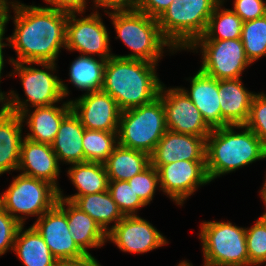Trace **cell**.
<instances>
[{
    "instance_id": "42",
    "label": "cell",
    "mask_w": 266,
    "mask_h": 266,
    "mask_svg": "<svg viewBox=\"0 0 266 266\" xmlns=\"http://www.w3.org/2000/svg\"><path fill=\"white\" fill-rule=\"evenodd\" d=\"M137 1L138 0H94L96 7L102 6L113 10L135 9Z\"/></svg>"
},
{
    "instance_id": "23",
    "label": "cell",
    "mask_w": 266,
    "mask_h": 266,
    "mask_svg": "<svg viewBox=\"0 0 266 266\" xmlns=\"http://www.w3.org/2000/svg\"><path fill=\"white\" fill-rule=\"evenodd\" d=\"M84 130V126L73 111L62 120L55 140L51 144L58 161L63 160L68 164L84 162L82 147Z\"/></svg>"
},
{
    "instance_id": "14",
    "label": "cell",
    "mask_w": 266,
    "mask_h": 266,
    "mask_svg": "<svg viewBox=\"0 0 266 266\" xmlns=\"http://www.w3.org/2000/svg\"><path fill=\"white\" fill-rule=\"evenodd\" d=\"M70 104L85 129L118 132L122 111L111 95L103 91L87 93Z\"/></svg>"
},
{
    "instance_id": "37",
    "label": "cell",
    "mask_w": 266,
    "mask_h": 266,
    "mask_svg": "<svg viewBox=\"0 0 266 266\" xmlns=\"http://www.w3.org/2000/svg\"><path fill=\"white\" fill-rule=\"evenodd\" d=\"M21 224L0 206V255L13 250L15 236Z\"/></svg>"
},
{
    "instance_id": "34",
    "label": "cell",
    "mask_w": 266,
    "mask_h": 266,
    "mask_svg": "<svg viewBox=\"0 0 266 266\" xmlns=\"http://www.w3.org/2000/svg\"><path fill=\"white\" fill-rule=\"evenodd\" d=\"M246 243L249 265L266 262V216H261L253 227L246 228Z\"/></svg>"
},
{
    "instance_id": "38",
    "label": "cell",
    "mask_w": 266,
    "mask_h": 266,
    "mask_svg": "<svg viewBox=\"0 0 266 266\" xmlns=\"http://www.w3.org/2000/svg\"><path fill=\"white\" fill-rule=\"evenodd\" d=\"M233 11L243 22L252 21L266 15V3L263 0H235Z\"/></svg>"
},
{
    "instance_id": "11",
    "label": "cell",
    "mask_w": 266,
    "mask_h": 266,
    "mask_svg": "<svg viewBox=\"0 0 266 266\" xmlns=\"http://www.w3.org/2000/svg\"><path fill=\"white\" fill-rule=\"evenodd\" d=\"M158 98L165 110L167 129L207 138L212 129L204 121L200 111L181 88L164 90L161 85Z\"/></svg>"
},
{
    "instance_id": "24",
    "label": "cell",
    "mask_w": 266,
    "mask_h": 266,
    "mask_svg": "<svg viewBox=\"0 0 266 266\" xmlns=\"http://www.w3.org/2000/svg\"><path fill=\"white\" fill-rule=\"evenodd\" d=\"M71 111L70 101L64 103L62 108L55 105L35 107V110L27 119V125L32 133H28L25 138L40 143L52 144L62 120Z\"/></svg>"
},
{
    "instance_id": "8",
    "label": "cell",
    "mask_w": 266,
    "mask_h": 266,
    "mask_svg": "<svg viewBox=\"0 0 266 266\" xmlns=\"http://www.w3.org/2000/svg\"><path fill=\"white\" fill-rule=\"evenodd\" d=\"M59 198V190L51 183L20 174L0 196V206L21 225L22 216L14 213L36 215L38 218L52 209Z\"/></svg>"
},
{
    "instance_id": "39",
    "label": "cell",
    "mask_w": 266,
    "mask_h": 266,
    "mask_svg": "<svg viewBox=\"0 0 266 266\" xmlns=\"http://www.w3.org/2000/svg\"><path fill=\"white\" fill-rule=\"evenodd\" d=\"M174 0H138L135 9L158 19Z\"/></svg>"
},
{
    "instance_id": "41",
    "label": "cell",
    "mask_w": 266,
    "mask_h": 266,
    "mask_svg": "<svg viewBox=\"0 0 266 266\" xmlns=\"http://www.w3.org/2000/svg\"><path fill=\"white\" fill-rule=\"evenodd\" d=\"M55 266H101L96 259L89 253L80 258L60 259Z\"/></svg>"
},
{
    "instance_id": "36",
    "label": "cell",
    "mask_w": 266,
    "mask_h": 266,
    "mask_svg": "<svg viewBox=\"0 0 266 266\" xmlns=\"http://www.w3.org/2000/svg\"><path fill=\"white\" fill-rule=\"evenodd\" d=\"M244 126L253 131L266 146V95L264 93L254 95L249 117Z\"/></svg>"
},
{
    "instance_id": "20",
    "label": "cell",
    "mask_w": 266,
    "mask_h": 266,
    "mask_svg": "<svg viewBox=\"0 0 266 266\" xmlns=\"http://www.w3.org/2000/svg\"><path fill=\"white\" fill-rule=\"evenodd\" d=\"M57 205L66 213L69 232L85 254H89L87 248L100 247L105 243L107 233L87 213L81 211L71 201L62 198H58Z\"/></svg>"
},
{
    "instance_id": "32",
    "label": "cell",
    "mask_w": 266,
    "mask_h": 266,
    "mask_svg": "<svg viewBox=\"0 0 266 266\" xmlns=\"http://www.w3.org/2000/svg\"><path fill=\"white\" fill-rule=\"evenodd\" d=\"M241 41L251 63L264 55L266 56V15L243 22Z\"/></svg>"
},
{
    "instance_id": "28",
    "label": "cell",
    "mask_w": 266,
    "mask_h": 266,
    "mask_svg": "<svg viewBox=\"0 0 266 266\" xmlns=\"http://www.w3.org/2000/svg\"><path fill=\"white\" fill-rule=\"evenodd\" d=\"M72 165L68 170V175L78 193L70 197H79L108 190L109 178L104 163L83 162Z\"/></svg>"
},
{
    "instance_id": "35",
    "label": "cell",
    "mask_w": 266,
    "mask_h": 266,
    "mask_svg": "<svg viewBox=\"0 0 266 266\" xmlns=\"http://www.w3.org/2000/svg\"><path fill=\"white\" fill-rule=\"evenodd\" d=\"M135 193L147 205L153 199L155 188L159 184L158 171L151 164L142 172L128 180Z\"/></svg>"
},
{
    "instance_id": "19",
    "label": "cell",
    "mask_w": 266,
    "mask_h": 266,
    "mask_svg": "<svg viewBox=\"0 0 266 266\" xmlns=\"http://www.w3.org/2000/svg\"><path fill=\"white\" fill-rule=\"evenodd\" d=\"M181 89L198 108L204 121L211 129L229 125L221 115L217 79L198 70L196 75L191 78L190 92Z\"/></svg>"
},
{
    "instance_id": "9",
    "label": "cell",
    "mask_w": 266,
    "mask_h": 266,
    "mask_svg": "<svg viewBox=\"0 0 266 266\" xmlns=\"http://www.w3.org/2000/svg\"><path fill=\"white\" fill-rule=\"evenodd\" d=\"M12 64L21 79L28 99L23 102L17 94L11 91L10 94L13 97L6 103L8 111L19 114L23 121L27 117V101L31 103L32 107L49 106L68 95L67 86L47 70L24 66V63L12 62Z\"/></svg>"
},
{
    "instance_id": "6",
    "label": "cell",
    "mask_w": 266,
    "mask_h": 266,
    "mask_svg": "<svg viewBox=\"0 0 266 266\" xmlns=\"http://www.w3.org/2000/svg\"><path fill=\"white\" fill-rule=\"evenodd\" d=\"M167 130L165 110L157 97L151 103L121 112L118 144L151 155Z\"/></svg>"
},
{
    "instance_id": "40",
    "label": "cell",
    "mask_w": 266,
    "mask_h": 266,
    "mask_svg": "<svg viewBox=\"0 0 266 266\" xmlns=\"http://www.w3.org/2000/svg\"><path fill=\"white\" fill-rule=\"evenodd\" d=\"M55 7H48L67 14L83 13L86 0H45Z\"/></svg>"
},
{
    "instance_id": "18",
    "label": "cell",
    "mask_w": 266,
    "mask_h": 266,
    "mask_svg": "<svg viewBox=\"0 0 266 266\" xmlns=\"http://www.w3.org/2000/svg\"><path fill=\"white\" fill-rule=\"evenodd\" d=\"M18 170H23L22 175L45 180L54 185L59 175V161L53 151L52 145L22 139L20 146V160Z\"/></svg>"
},
{
    "instance_id": "17",
    "label": "cell",
    "mask_w": 266,
    "mask_h": 266,
    "mask_svg": "<svg viewBox=\"0 0 266 266\" xmlns=\"http://www.w3.org/2000/svg\"><path fill=\"white\" fill-rule=\"evenodd\" d=\"M206 161V138L167 130L150 155L151 165Z\"/></svg>"
},
{
    "instance_id": "30",
    "label": "cell",
    "mask_w": 266,
    "mask_h": 266,
    "mask_svg": "<svg viewBox=\"0 0 266 266\" xmlns=\"http://www.w3.org/2000/svg\"><path fill=\"white\" fill-rule=\"evenodd\" d=\"M220 1L210 16L205 33L197 40L239 39L242 32V19L229 9H221ZM221 10V11H220ZM220 11V12H219Z\"/></svg>"
},
{
    "instance_id": "44",
    "label": "cell",
    "mask_w": 266,
    "mask_h": 266,
    "mask_svg": "<svg viewBox=\"0 0 266 266\" xmlns=\"http://www.w3.org/2000/svg\"><path fill=\"white\" fill-rule=\"evenodd\" d=\"M7 4H8L7 0H0V24L4 18V13H5Z\"/></svg>"
},
{
    "instance_id": "43",
    "label": "cell",
    "mask_w": 266,
    "mask_h": 266,
    "mask_svg": "<svg viewBox=\"0 0 266 266\" xmlns=\"http://www.w3.org/2000/svg\"><path fill=\"white\" fill-rule=\"evenodd\" d=\"M9 3L10 2H8V4H7V7H6V10H5V13H4V18H3V20H2V22H1V24H0V79H1V73H2V69H3V66H4V57H3V51H2V49H3V47L4 46H6L7 44H4V43H2V40L4 39L3 38V35H4V33H5V25H6V23L9 21Z\"/></svg>"
},
{
    "instance_id": "45",
    "label": "cell",
    "mask_w": 266,
    "mask_h": 266,
    "mask_svg": "<svg viewBox=\"0 0 266 266\" xmlns=\"http://www.w3.org/2000/svg\"><path fill=\"white\" fill-rule=\"evenodd\" d=\"M260 193H261L262 199L264 200V203L266 205V181H265V184H264L262 190L260 191ZM262 216H266V213H264Z\"/></svg>"
},
{
    "instance_id": "13",
    "label": "cell",
    "mask_w": 266,
    "mask_h": 266,
    "mask_svg": "<svg viewBox=\"0 0 266 266\" xmlns=\"http://www.w3.org/2000/svg\"><path fill=\"white\" fill-rule=\"evenodd\" d=\"M109 39L97 12L82 19H77L75 14H68L65 48L69 51L77 50L83 55L98 54L101 59L108 60L113 56L109 52Z\"/></svg>"
},
{
    "instance_id": "33",
    "label": "cell",
    "mask_w": 266,
    "mask_h": 266,
    "mask_svg": "<svg viewBox=\"0 0 266 266\" xmlns=\"http://www.w3.org/2000/svg\"><path fill=\"white\" fill-rule=\"evenodd\" d=\"M108 191L124 216L136 215L135 211L146 205L128 181H109Z\"/></svg>"
},
{
    "instance_id": "26",
    "label": "cell",
    "mask_w": 266,
    "mask_h": 266,
    "mask_svg": "<svg viewBox=\"0 0 266 266\" xmlns=\"http://www.w3.org/2000/svg\"><path fill=\"white\" fill-rule=\"evenodd\" d=\"M150 164L149 154L119 144L104 162L109 181H128Z\"/></svg>"
},
{
    "instance_id": "47",
    "label": "cell",
    "mask_w": 266,
    "mask_h": 266,
    "mask_svg": "<svg viewBox=\"0 0 266 266\" xmlns=\"http://www.w3.org/2000/svg\"><path fill=\"white\" fill-rule=\"evenodd\" d=\"M178 266H192V265H190L189 263H187V261H184V262L179 263Z\"/></svg>"
},
{
    "instance_id": "12",
    "label": "cell",
    "mask_w": 266,
    "mask_h": 266,
    "mask_svg": "<svg viewBox=\"0 0 266 266\" xmlns=\"http://www.w3.org/2000/svg\"><path fill=\"white\" fill-rule=\"evenodd\" d=\"M152 166L158 171L160 190L169 195L176 204L181 205L199 185L210 183L206 161L180 160Z\"/></svg>"
},
{
    "instance_id": "2",
    "label": "cell",
    "mask_w": 266,
    "mask_h": 266,
    "mask_svg": "<svg viewBox=\"0 0 266 266\" xmlns=\"http://www.w3.org/2000/svg\"><path fill=\"white\" fill-rule=\"evenodd\" d=\"M155 63L113 55L106 61L102 91L111 95L121 111L146 105L160 92Z\"/></svg>"
},
{
    "instance_id": "16",
    "label": "cell",
    "mask_w": 266,
    "mask_h": 266,
    "mask_svg": "<svg viewBox=\"0 0 266 266\" xmlns=\"http://www.w3.org/2000/svg\"><path fill=\"white\" fill-rule=\"evenodd\" d=\"M33 227L57 260L75 259L85 255L69 232L66 213L57 204L42 214Z\"/></svg>"
},
{
    "instance_id": "46",
    "label": "cell",
    "mask_w": 266,
    "mask_h": 266,
    "mask_svg": "<svg viewBox=\"0 0 266 266\" xmlns=\"http://www.w3.org/2000/svg\"><path fill=\"white\" fill-rule=\"evenodd\" d=\"M5 99V100H4ZM7 99L5 98V94H3L2 92H0V102L3 103V101L5 102Z\"/></svg>"
},
{
    "instance_id": "10",
    "label": "cell",
    "mask_w": 266,
    "mask_h": 266,
    "mask_svg": "<svg viewBox=\"0 0 266 266\" xmlns=\"http://www.w3.org/2000/svg\"><path fill=\"white\" fill-rule=\"evenodd\" d=\"M202 48L200 68L217 80L238 79L251 62L246 56L241 38L225 40H196L189 49Z\"/></svg>"
},
{
    "instance_id": "1",
    "label": "cell",
    "mask_w": 266,
    "mask_h": 266,
    "mask_svg": "<svg viewBox=\"0 0 266 266\" xmlns=\"http://www.w3.org/2000/svg\"><path fill=\"white\" fill-rule=\"evenodd\" d=\"M11 3L16 13L15 31L6 39L14 47L18 58L9 61L39 64L53 71L59 50L66 45L68 14L48 7Z\"/></svg>"
},
{
    "instance_id": "27",
    "label": "cell",
    "mask_w": 266,
    "mask_h": 266,
    "mask_svg": "<svg viewBox=\"0 0 266 266\" xmlns=\"http://www.w3.org/2000/svg\"><path fill=\"white\" fill-rule=\"evenodd\" d=\"M23 226L18 228L13 250L24 266H55L57 259L39 232L33 226L23 232Z\"/></svg>"
},
{
    "instance_id": "25",
    "label": "cell",
    "mask_w": 266,
    "mask_h": 266,
    "mask_svg": "<svg viewBox=\"0 0 266 266\" xmlns=\"http://www.w3.org/2000/svg\"><path fill=\"white\" fill-rule=\"evenodd\" d=\"M62 195L59 190V198L71 201L81 211L94 219L106 233L109 231L107 227L109 223L114 221L115 224L112 226L114 227L125 217L108 190L79 197L64 198Z\"/></svg>"
},
{
    "instance_id": "5",
    "label": "cell",
    "mask_w": 266,
    "mask_h": 266,
    "mask_svg": "<svg viewBox=\"0 0 266 266\" xmlns=\"http://www.w3.org/2000/svg\"><path fill=\"white\" fill-rule=\"evenodd\" d=\"M220 0H174L157 19L164 38L175 49H188L207 28Z\"/></svg>"
},
{
    "instance_id": "7",
    "label": "cell",
    "mask_w": 266,
    "mask_h": 266,
    "mask_svg": "<svg viewBox=\"0 0 266 266\" xmlns=\"http://www.w3.org/2000/svg\"><path fill=\"white\" fill-rule=\"evenodd\" d=\"M199 234L205 266H248L246 229L230 222H203Z\"/></svg>"
},
{
    "instance_id": "29",
    "label": "cell",
    "mask_w": 266,
    "mask_h": 266,
    "mask_svg": "<svg viewBox=\"0 0 266 266\" xmlns=\"http://www.w3.org/2000/svg\"><path fill=\"white\" fill-rule=\"evenodd\" d=\"M105 59L98 61L88 55H81L70 66V81L75 87L88 91H102L104 83Z\"/></svg>"
},
{
    "instance_id": "21",
    "label": "cell",
    "mask_w": 266,
    "mask_h": 266,
    "mask_svg": "<svg viewBox=\"0 0 266 266\" xmlns=\"http://www.w3.org/2000/svg\"><path fill=\"white\" fill-rule=\"evenodd\" d=\"M218 90L222 118L229 125H244L255 94L244 88L240 78L218 80Z\"/></svg>"
},
{
    "instance_id": "22",
    "label": "cell",
    "mask_w": 266,
    "mask_h": 266,
    "mask_svg": "<svg viewBox=\"0 0 266 266\" xmlns=\"http://www.w3.org/2000/svg\"><path fill=\"white\" fill-rule=\"evenodd\" d=\"M0 108V174L18 170L22 142L21 116L8 111L7 103Z\"/></svg>"
},
{
    "instance_id": "31",
    "label": "cell",
    "mask_w": 266,
    "mask_h": 266,
    "mask_svg": "<svg viewBox=\"0 0 266 266\" xmlns=\"http://www.w3.org/2000/svg\"><path fill=\"white\" fill-rule=\"evenodd\" d=\"M116 137L118 132L85 129L82 139L84 162L104 163L118 145Z\"/></svg>"
},
{
    "instance_id": "3",
    "label": "cell",
    "mask_w": 266,
    "mask_h": 266,
    "mask_svg": "<svg viewBox=\"0 0 266 266\" xmlns=\"http://www.w3.org/2000/svg\"><path fill=\"white\" fill-rule=\"evenodd\" d=\"M232 127L245 130L235 133ZM265 158L266 146L244 125L212 129L206 138V172L210 182L217 176Z\"/></svg>"
},
{
    "instance_id": "15",
    "label": "cell",
    "mask_w": 266,
    "mask_h": 266,
    "mask_svg": "<svg viewBox=\"0 0 266 266\" xmlns=\"http://www.w3.org/2000/svg\"><path fill=\"white\" fill-rule=\"evenodd\" d=\"M111 240L124 252L145 253L165 245L166 238L148 221L137 215L125 216L107 232Z\"/></svg>"
},
{
    "instance_id": "4",
    "label": "cell",
    "mask_w": 266,
    "mask_h": 266,
    "mask_svg": "<svg viewBox=\"0 0 266 266\" xmlns=\"http://www.w3.org/2000/svg\"><path fill=\"white\" fill-rule=\"evenodd\" d=\"M115 26L118 38L134 53L117 56L125 59H137L157 63L162 56L163 46L172 45L164 38L156 18L136 9H122L108 12Z\"/></svg>"
}]
</instances>
